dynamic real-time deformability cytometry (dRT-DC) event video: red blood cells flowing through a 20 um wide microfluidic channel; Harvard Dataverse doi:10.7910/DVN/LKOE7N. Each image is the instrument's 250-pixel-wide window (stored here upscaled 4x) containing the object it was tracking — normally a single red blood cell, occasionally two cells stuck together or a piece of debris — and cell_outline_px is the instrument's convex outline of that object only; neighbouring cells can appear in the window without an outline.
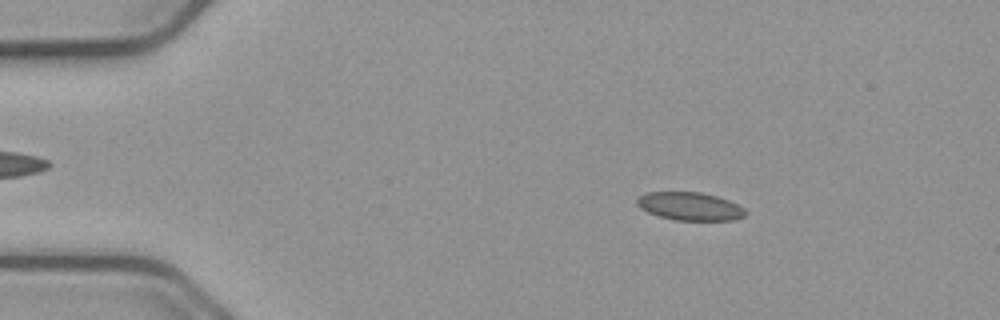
{"species": "common noctule bat (a hibernating species)", "species_latin": "Nyctalus noctula", "temperature_condition": "cold", "stored_images_in_passage": 55, "camera_frame_rate_fps": 3000, "um_per_image_px": 0.085, "animal": {"sex": "male", "body_mass_g": 23.1, "forearm_length_mm": 52.7}, "frame": {"image": 1, "passage_image": 9, "time_ms": 2.667, "image_size_px": [1000, 320], "cell_outline_px": [[748, 212], [744, 216], [736, 220], [676, 220], [660, 216], [648, 212], [640, 208], [636, 204], [636, 200], [640, 196], [648, 192], [700, 192], [716, 196], [728, 200], [744, 208]], "centroid_in_image_um": [58.65, 17.54], "position_along_channel_um": 26.3, "area_um2": 17.69}}
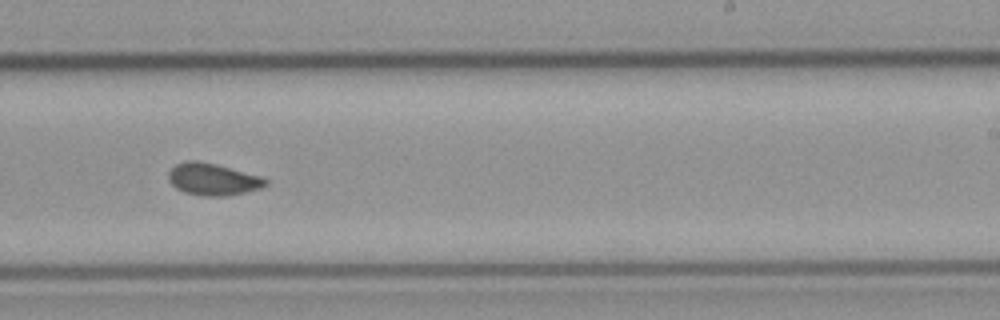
{"frame": {"image": 2, "passage_image": 34, "time_ms": 11.0, "image_size_px": [1000, 320], "cell_outline_px": [[268, 184], [260, 188], [244, 192], [224, 196], [204, 196], [184, 192], [176, 188], [168, 180], [168, 172], [176, 164], [188, 160], [196, 160], [216, 164], [264, 176], [268, 180]], "centroid_in_image_um": [18.11, 15.23], "position_along_channel_um": 270.9, "area_um2": 18.21}}
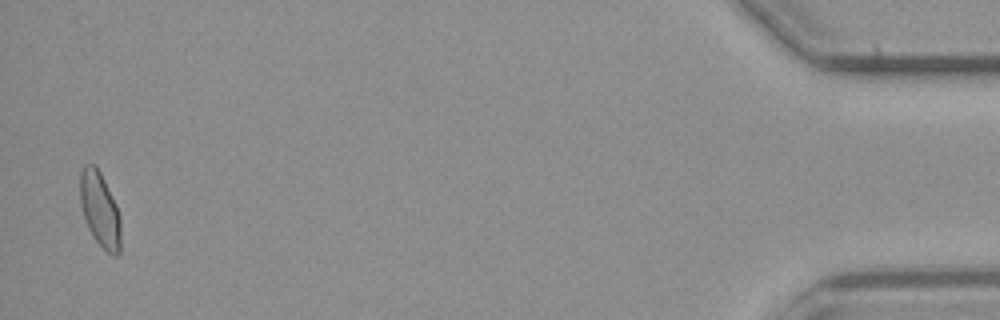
{"frame": {"image": 3, "passage_image": 54, "time_ms": 17.667, "image_size_px": [1000, 320], "cell_outline_px": [[120, 252], [116, 256], [112, 256], [92, 236], [88, 228], [80, 204], [80, 172], [84, 164], [92, 164], [100, 172], [116, 204], [120, 216]], "centroid_in_image_um": [8.49, 17.82], "position_along_channel_um": 426.7, "area_um2": 17.63}, "authors_computed_cell_mechanics": {"area_um2": 17.7446, "velocity_mm_per_s": 3.7452, "shape_relaxation_time_tau1_ms": null, "shape_relaxation_time_tau2_ms": 0.6173, "deformation_change_tau1": null, "deformation_change_tau2": 0.0339}}